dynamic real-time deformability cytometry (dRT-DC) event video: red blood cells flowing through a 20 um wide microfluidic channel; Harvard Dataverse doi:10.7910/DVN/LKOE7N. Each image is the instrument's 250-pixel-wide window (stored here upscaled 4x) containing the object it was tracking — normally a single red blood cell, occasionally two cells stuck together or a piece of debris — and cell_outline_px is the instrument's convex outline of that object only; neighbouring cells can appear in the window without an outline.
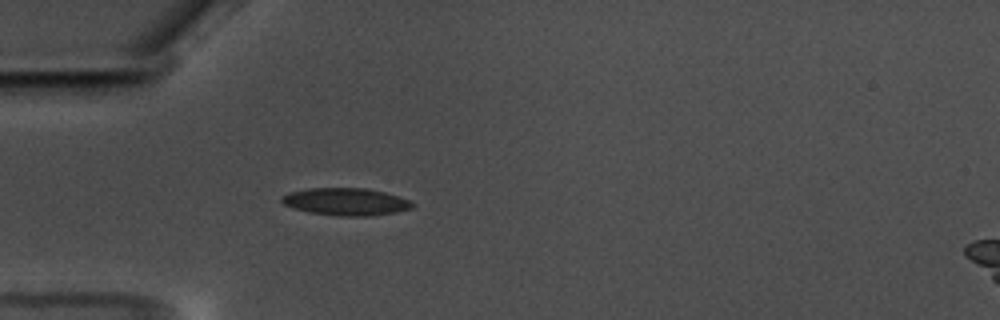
{"species": "common noctule bat (a hibernating species)", "species_latin": "Nyctalus noctula", "temperature_condition": "warm", "stored_images_in_passage": 56, "camera_frame_rate_fps": 3000, "um_per_image_px": 0.085, "animal": {"sex": "male", "body_mass_g": 17.5, "forearm_length_mm": 52.3}, "frame": {"image": 1, "passage_image": 16, "time_ms": 5.0, "image_size_px": [1000, 320], "cell_outline_px": [[416, 204], [412, 208], [396, 212], [364, 216], [340, 216], [308, 212], [284, 204], [280, 200], [280, 196], [288, 192], [308, 188], [364, 188], [384, 192], [408, 200]], "centroid_in_image_um": [29.36, 17.14], "position_along_channel_um": 55.6, "area_um2": 20.69}}
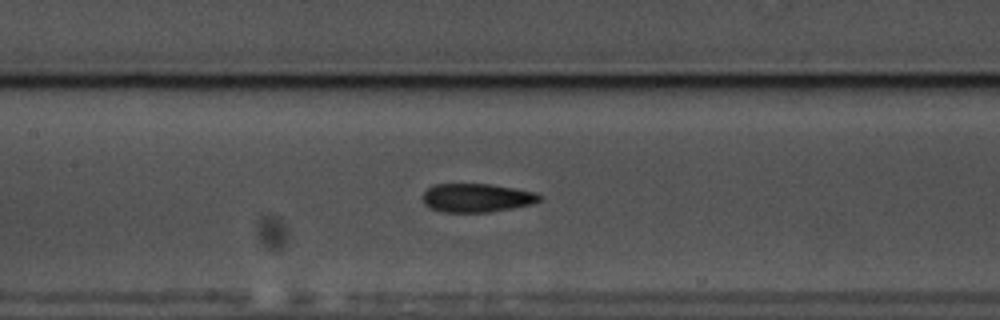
{"frame": {"image": 2, "passage_image": 26, "time_ms": 8.333, "image_size_px": [1000, 320], "cell_outline_px": [[540, 200], [532, 204], [512, 208], [488, 212], [440, 212], [428, 208], [424, 204], [424, 192], [432, 184], [492, 184], [536, 192], [540, 196]], "centroid_in_image_um": [40.49, 16.81], "position_along_channel_um": 166.9, "area_um2": 19.54}}
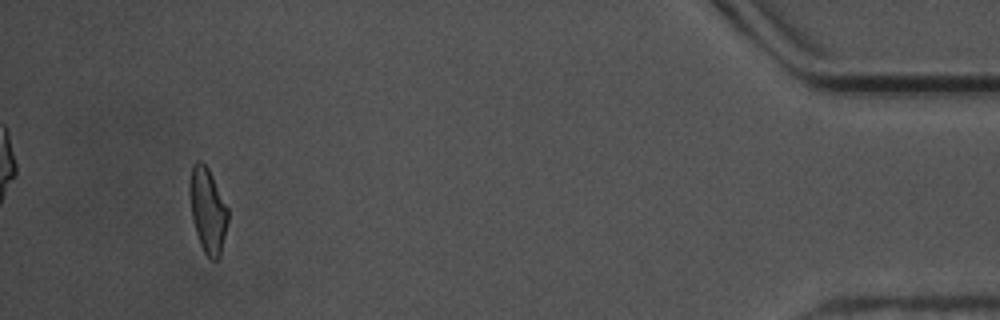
{"frame": {"image": 3, "passage_image": 53, "time_ms": 17.333, "image_size_px": [1000, 320], "cell_outline_px": [[228, 220], [220, 256], [216, 260], [212, 260], [204, 252], [200, 244], [196, 232], [192, 216], [188, 192], [188, 184], [192, 164], [196, 160], [200, 160], [208, 168], [228, 208]], "centroid_in_image_um": [17.63, 17.84], "position_along_channel_um": 417.6, "area_um2": 18.96}, "authors_computed_cell_mechanics": {"area_um2": 19.4208, "velocity_mm_per_s": 3.5546, "shape_relaxation_time_tau1_ms": 4.0453, "shape_relaxation_time_tau2_ms": 1.4705, "deformation_change_tau1": 0.1494, "deformation_change_tau2": 0.0819}}